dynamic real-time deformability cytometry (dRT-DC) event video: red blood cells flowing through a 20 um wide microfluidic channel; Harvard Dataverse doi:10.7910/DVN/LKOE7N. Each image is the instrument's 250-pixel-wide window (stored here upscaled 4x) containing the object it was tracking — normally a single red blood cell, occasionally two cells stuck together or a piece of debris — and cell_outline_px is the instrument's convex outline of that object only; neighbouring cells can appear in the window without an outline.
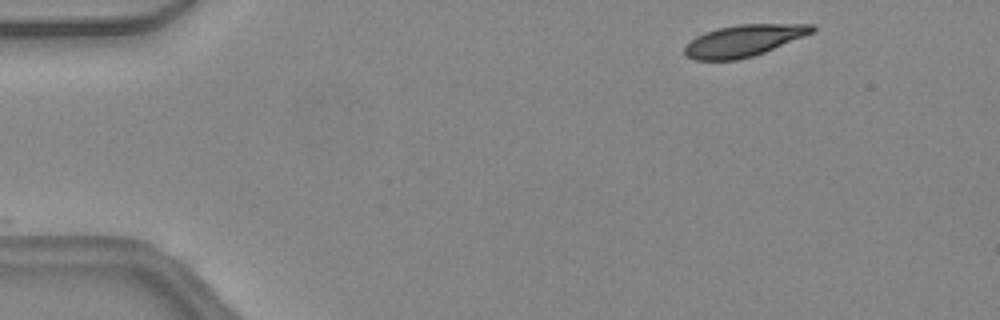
{"species": "common noctule bat (a hibernating species)", "species_latin": "Nyctalus noctula", "temperature_condition": "warm", "stored_images_in_passage": 10, "camera_frame_rate_fps": 3000, "um_per_image_px": 0.085, "animal": {"sex": "female", "body_mass_g": 24.6, "forearm_length_mm": 56.2}, "frame": {"image": 1, "passage_image": 1, "time_ms": 0.0, "image_size_px": [1000, 320], "cell_outline_px": [[816, 28], [812, 32], [804, 36], [764, 52], [752, 56], [736, 60], [692, 60], [684, 52], [684, 48], [696, 36], [704, 32], [716, 28], [736, 24], [812, 24]], "centroid_in_image_um": [63.18, 3.45], "position_along_channel_um": 21.8, "area_um2": 23.35}}